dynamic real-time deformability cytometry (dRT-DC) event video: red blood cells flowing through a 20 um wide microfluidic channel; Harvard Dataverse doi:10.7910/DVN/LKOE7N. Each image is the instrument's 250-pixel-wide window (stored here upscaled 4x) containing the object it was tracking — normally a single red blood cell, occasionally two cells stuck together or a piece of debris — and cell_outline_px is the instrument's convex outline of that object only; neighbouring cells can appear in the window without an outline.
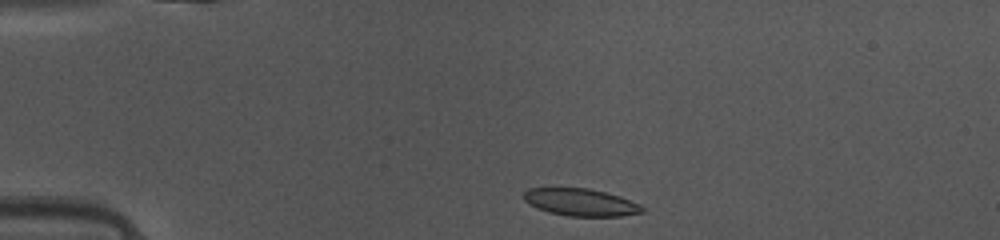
{"species": "common noctule bat (a hibernating species)", "species_latin": "Nyctalus noctula", "temperature_condition": "warm", "stored_images_in_passage": 39, "camera_frame_rate_fps": 3000, "um_per_image_px": 0.085, "animal": {"sex": "female", "body_mass_g": 10.0, "forearm_length_mm": 53.1}, "frame": {"image": 1, "passage_image": 1, "time_ms": 0.0, "image_size_px": [1000, 240], "cell_outline_px": [[644, 212], [624, 216], [568, 216], [548, 212], [536, 208], [528, 204], [524, 200], [524, 192], [528, 188], [588, 188], [620, 196], [640, 204], [644, 208]], "centroid_in_image_um": [49.36, 17.2], "position_along_channel_um": 35.6, "area_um2": 18.96}}
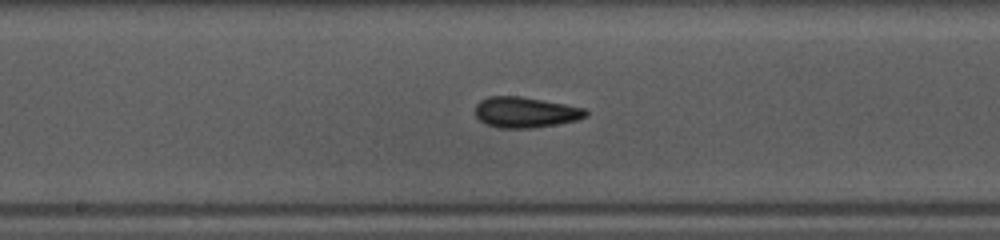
{"frame": {"image": 2, "passage_image": 16, "time_ms": 5.0, "image_size_px": [1000, 240], "cell_outline_px": [[588, 116], [576, 120], [556, 124], [532, 128], [500, 128], [484, 124], [476, 116], [476, 104], [480, 100], [488, 96], [520, 96], [588, 108]], "centroid_in_image_um": [44.67, 9.54], "position_along_channel_um": 203.5, "area_um2": 19.88}}
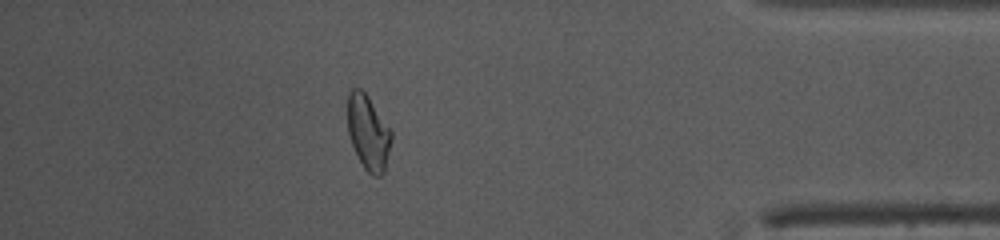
{"frame": {"image": 3, "passage_image": 33, "time_ms": 10.667, "image_size_px": [1000, 240], "cell_outline_px": [[392, 140], [384, 172], [380, 176], [372, 176], [364, 168], [352, 144], [348, 132], [348, 92], [352, 88], [360, 88], [368, 96], [392, 132]], "centroid_in_image_um": [31.3, 11.26], "position_along_channel_um": 403.9, "area_um2": 18.9}, "authors_computed_cell_mechanics": {"area_um2": 19.5364, "velocity_mm_per_s": 4.142, "shape_relaxation_time_tau1_ms": 5.6049, "shape_relaxation_time_tau2_ms": 1.4848, "deformation_change_tau1": 0.1392, "deformation_change_tau2": 0.0615}}